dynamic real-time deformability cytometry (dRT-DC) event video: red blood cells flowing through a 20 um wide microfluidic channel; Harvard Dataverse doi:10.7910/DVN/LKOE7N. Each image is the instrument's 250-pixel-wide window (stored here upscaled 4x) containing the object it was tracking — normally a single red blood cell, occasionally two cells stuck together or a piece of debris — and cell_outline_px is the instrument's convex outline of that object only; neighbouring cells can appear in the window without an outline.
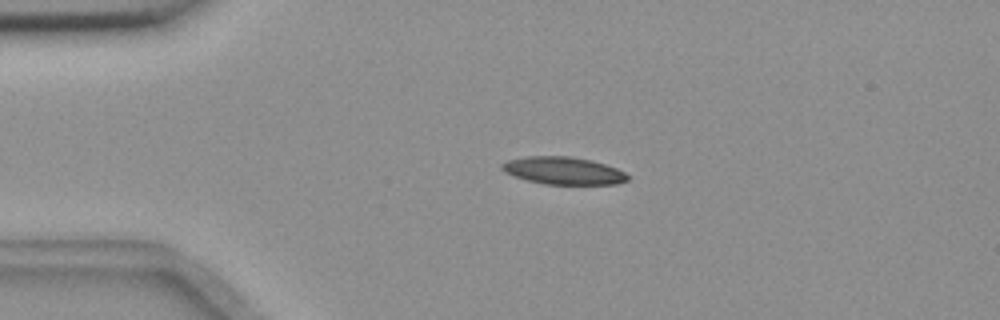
{"species": "common noctule bat (a hibernating species)", "species_latin": "Nyctalus noctula", "temperature_condition": "room temperature", "stored_images_in_passage": 4, "camera_frame_rate_fps": 3000, "um_per_image_px": 0.085, "animal": {"sex": "female", "body_mass_g": 18.4}, "frame": {"image": 1, "passage_image": 3, "time_ms": 0.667, "image_size_px": [1000, 320], "cell_outline_px": [[632, 176], [628, 180], [616, 184], [544, 184], [528, 180], [504, 172], [500, 168], [500, 164], [508, 160], [528, 156], [568, 156], [592, 160], [616, 168]], "centroid_in_image_um": [47.9, 14.5], "position_along_channel_um": 37.1, "area_um2": 20.11}}